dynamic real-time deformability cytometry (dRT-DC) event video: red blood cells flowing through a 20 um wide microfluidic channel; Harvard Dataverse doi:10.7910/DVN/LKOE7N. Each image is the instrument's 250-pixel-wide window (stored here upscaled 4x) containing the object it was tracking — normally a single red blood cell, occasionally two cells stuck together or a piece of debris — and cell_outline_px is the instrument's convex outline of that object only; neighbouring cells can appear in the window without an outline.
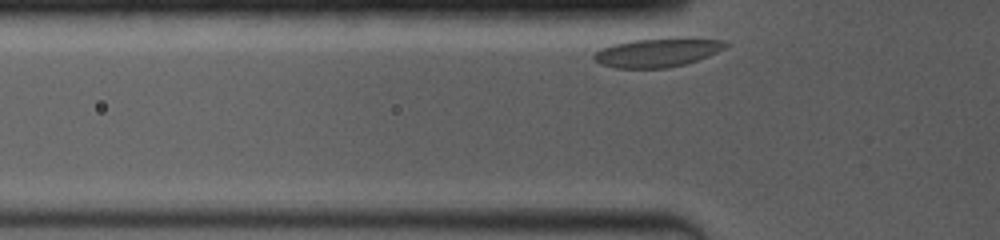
{"species": "common noctule bat (a hibernating species)", "species_latin": "Nyctalus noctula", "temperature_condition": "room temperature", "stored_images_in_passage": 39, "camera_frame_rate_fps": 4000, "um_per_image_px": 0.085, "animal": {"sex": "female", "body_mass_g": 19.0, "forearm_length_mm": 53.3}, "frame": {"image": 1, "passage_image": 2, "time_ms": 0.25, "image_size_px": [1000, 240], "cell_outline_px": [[728, 44], [724, 48], [708, 56], [684, 64], [664, 68], [612, 68], [600, 64], [592, 56], [596, 52], [612, 44], [632, 40], [676, 36], [688, 36], [724, 40]], "centroid_in_image_um": [55.92, 4.43], "position_along_channel_um": 69.9, "area_um2": 22.54}}
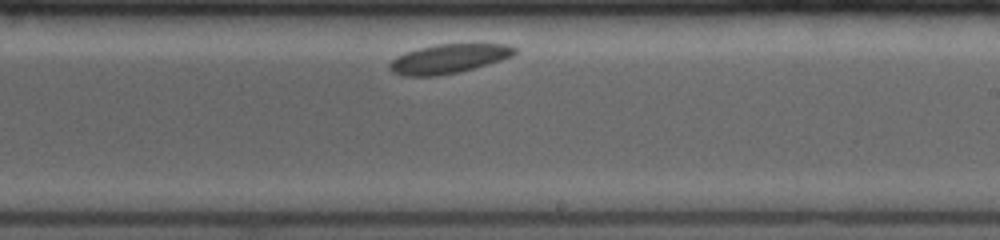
{"frame": {"image": 2, "passage_image": 23, "time_ms": 5.5, "image_size_px": [1000, 240], "cell_outline_px": [[516, 52], [512, 56], [488, 64], [460, 72], [436, 76], [404, 76], [392, 72], [388, 68], [388, 64], [396, 56], [404, 52], [436, 44], [476, 40], [508, 44], [516, 48]], "centroid_in_image_um": [38.2, 4.93], "position_along_channel_um": 250.8, "area_um2": 22.37}}
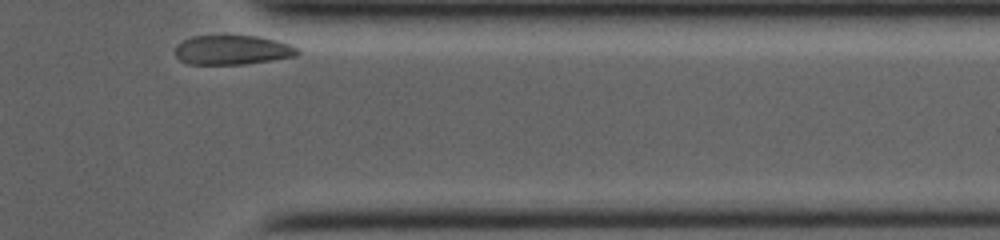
{"frame": {"image": 3, "passage_image": 39, "time_ms": 9.5, "image_size_px": [1000, 240], "cell_outline_px": [[300, 52], [296, 56], [272, 60], [244, 64], [188, 64], [180, 60], [176, 56], [176, 44], [192, 36], [224, 32], [256, 36], [276, 40], [288, 44], [296, 48]], "centroid_in_image_um": [19.7, 4.2], "position_along_channel_um": 391.7, "area_um2": 21.73}, "authors_computed_cell_mechanics": {"area_um2": 22.0796, "velocity_mm_per_s": 3.4638, "shape_relaxation_time_tau1_ms": 0.5327, "shape_relaxation_time_tau2_ms": null, "deformation_change_tau1": 0.0183, "deformation_change_tau2": null}}